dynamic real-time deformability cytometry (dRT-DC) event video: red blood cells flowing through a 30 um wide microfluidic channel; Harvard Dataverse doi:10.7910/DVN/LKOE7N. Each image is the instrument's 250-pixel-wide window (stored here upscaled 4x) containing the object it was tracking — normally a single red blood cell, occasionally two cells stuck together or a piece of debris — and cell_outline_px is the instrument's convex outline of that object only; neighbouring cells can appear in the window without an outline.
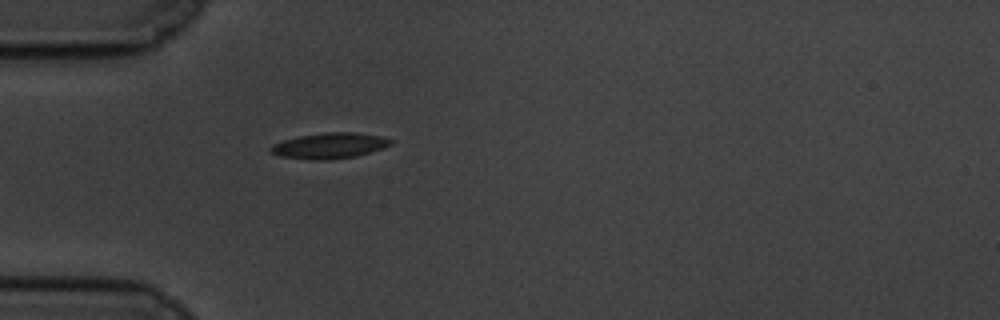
{"species": "common noctule bat (a hibernating species)", "species_latin": "Nyctalus noctula", "temperature_condition": "cold", "stored_images_in_passage": 42, "camera_frame_rate_fps": 3000, "um_per_image_px": 0.085, "animal": {"sex": "male", "body_mass_g": 19.5, "forearm_length_mm": 54.6}, "frame": {"image": 1, "passage_image": 1, "time_ms": 0.0, "image_size_px": [1000, 320], "cell_outline_px": [[396, 140], [392, 144], [384, 148], [356, 156], [332, 160], [308, 160], [280, 156], [272, 152], [268, 148], [272, 144], [284, 140], [300, 136], [324, 132], [356, 132], [380, 136]], "centroid_in_image_um": [28.04, 12.39], "position_along_channel_um": 57.0, "area_um2": 18.21}}
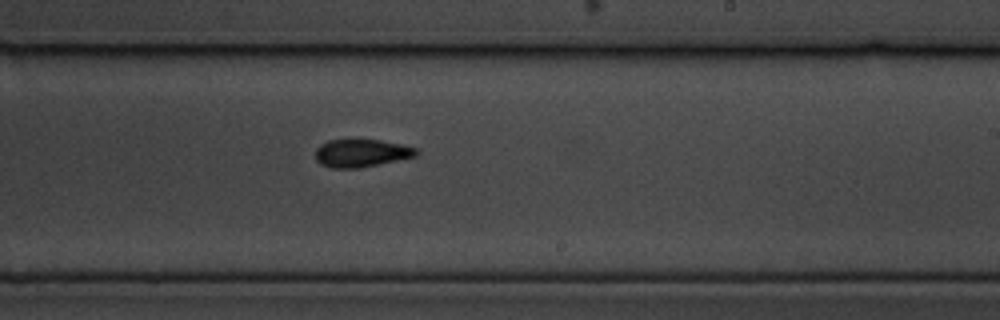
{"frame": {"image": 2, "passage_image": 19, "time_ms": 6.0, "image_size_px": [1000, 320], "cell_outline_px": [[420, 152], [416, 156], [360, 168], [332, 168], [320, 164], [316, 160], [316, 148], [320, 144], [328, 140], [380, 140], [400, 144], [416, 148]], "centroid_in_image_um": [30.7, 13.02], "position_along_channel_um": 258.3, "area_um2": 16.3}}
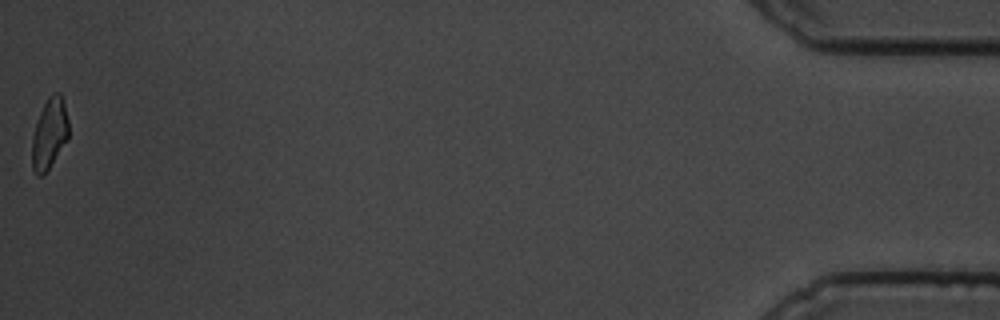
{"frame": {"image": 3, "passage_image": 42, "time_ms": 13.667, "image_size_px": [1000, 320], "cell_outline_px": [[68, 140], [48, 168], [40, 176], [36, 176], [32, 168], [32, 136], [40, 112], [48, 96], [52, 92], [60, 92], [64, 104], [68, 120]], "centroid_in_image_um": [4.2, 11.34], "position_along_channel_um": 431.0, "area_um2": 14.97}, "authors_computed_cell_mechanics": {"area_um2": 16.7042, "velocity_mm_per_s": 3.456, "shape_relaxation_time_tau1_ms": 5.2368, "shape_relaxation_time_tau2_ms": 4.7612, "deformation_change_tau1": 0.1496, "deformation_change_tau2": 0.0768}}